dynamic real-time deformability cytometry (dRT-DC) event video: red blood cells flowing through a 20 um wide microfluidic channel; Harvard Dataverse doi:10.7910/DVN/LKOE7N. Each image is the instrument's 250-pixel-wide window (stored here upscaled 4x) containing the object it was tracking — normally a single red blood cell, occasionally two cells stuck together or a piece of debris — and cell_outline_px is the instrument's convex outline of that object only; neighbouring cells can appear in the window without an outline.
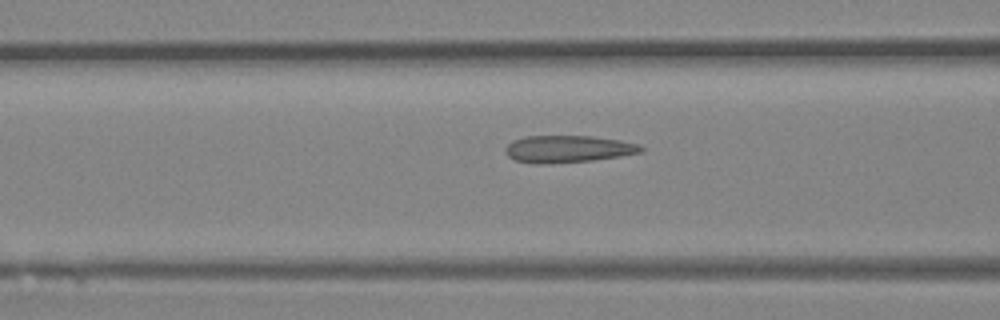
{"species": "Egyptian fruit bat (a non-hibernating species)", "species_latin": "Rousettus aegyptiacus", "temperature_condition": "room temperature", "stored_images_in_passage": 17, "camera_frame_rate_fps": 3000, "um_per_image_px": 0.085, "animal": {"sex": "female"}, "frame": {"image": 1, "passage_image": 15, "time_ms": 4.667, "image_size_px": [1000, 320], "cell_outline_px": [[644, 148], [640, 152], [620, 156], [592, 160], [548, 164], [536, 164], [516, 160], [508, 156], [504, 152], [504, 148], [512, 140], [524, 136], [592, 136], [620, 140], [640, 144]], "centroid_in_image_um": [48.24, 12.66], "position_along_channel_um": 118.4, "area_um2": 21.5}}